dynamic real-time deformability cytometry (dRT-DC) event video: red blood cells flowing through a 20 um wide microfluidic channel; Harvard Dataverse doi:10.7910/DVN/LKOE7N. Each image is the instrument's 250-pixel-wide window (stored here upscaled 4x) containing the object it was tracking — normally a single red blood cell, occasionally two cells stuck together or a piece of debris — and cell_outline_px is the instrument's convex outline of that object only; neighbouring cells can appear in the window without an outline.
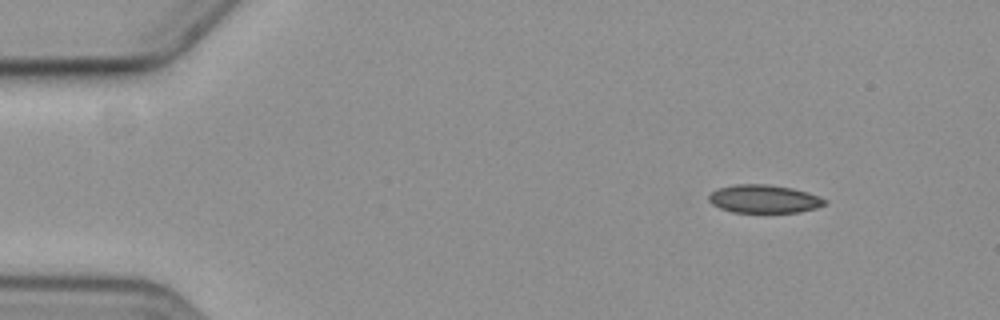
{"species": "common noctule bat (a hibernating species)", "species_latin": "Nyctalus noctula", "temperature_condition": "cold", "stored_images_in_passage": 6, "segment_of_instrument_passage": [1, 2], "camera_frame_rate_fps": 3000, "um_per_image_px": 0.085, "animal": {"sex": "female", "body_mass_g": 19.3, "forearm_length_mm": 54.1}, "frame": {"image": 1, "passage_image": 2, "time_ms": 1.333, "image_size_px": [1000, 320], "cell_outline_px": [[828, 200], [824, 204], [816, 208], [796, 212], [732, 212], [720, 208], [712, 204], [708, 200], [708, 196], [712, 192], [720, 188], [736, 184], [768, 184], [792, 188], [808, 192], [820, 196]], "centroid_in_image_um": [64.95, 16.9], "position_along_channel_um": 20.0, "area_um2": 18.96}}
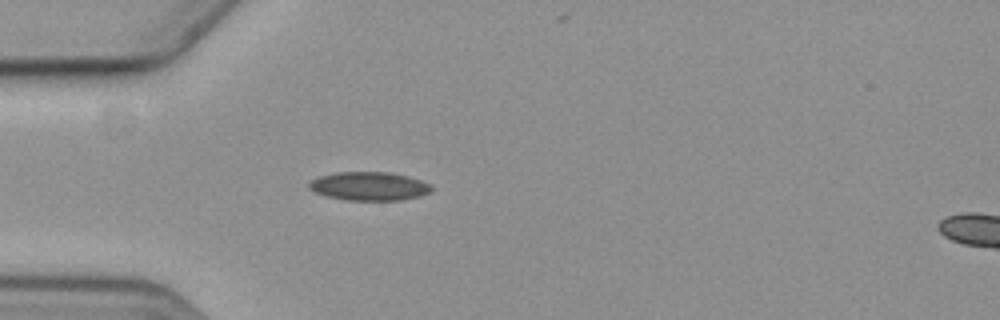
{"frame": {"image": 2, "passage_image": 5, "time_ms": 4.667, "image_size_px": [1000, 320], "cell_outline_px": [[432, 188], [428, 192], [420, 196], [400, 200], [344, 200], [328, 196], [316, 192], [308, 188], [308, 184], [312, 180], [320, 176], [336, 172], [392, 172], [408, 176], [432, 184]], "centroid_in_image_um": [31.39, 15.82], "position_along_channel_um": 53.6, "area_um2": 20.35}}